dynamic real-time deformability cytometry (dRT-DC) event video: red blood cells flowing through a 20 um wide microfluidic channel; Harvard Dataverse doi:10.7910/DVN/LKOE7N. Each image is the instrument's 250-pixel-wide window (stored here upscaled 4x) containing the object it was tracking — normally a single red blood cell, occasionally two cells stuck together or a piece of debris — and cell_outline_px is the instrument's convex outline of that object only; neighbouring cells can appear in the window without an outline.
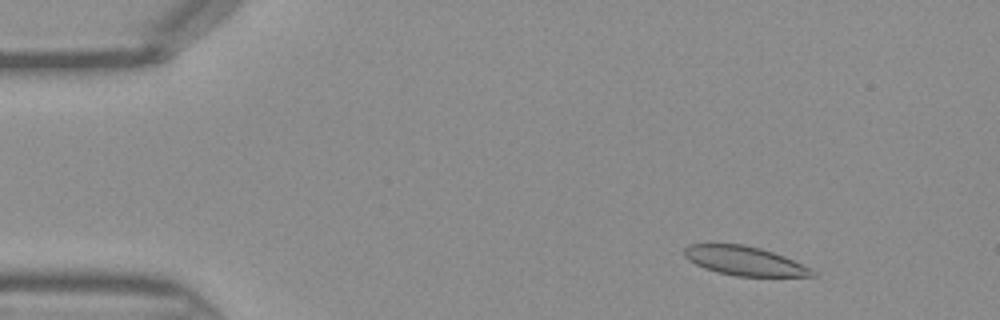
{"species": "Egyptian fruit bat (a non-hibernating species)", "species_latin": "Rousettus aegyptiacus", "temperature_condition": "warm", "stored_images_in_passage": 42, "camera_frame_rate_fps": 3000, "um_per_image_px": 0.085, "frame": {"image": 1, "passage_image": 3, "time_ms": 0.667, "image_size_px": [1000, 320], "cell_outline_px": [[816, 276], [736, 276], [704, 268], [688, 260], [684, 256], [684, 248], [688, 244], [744, 244], [760, 248], [784, 256], [812, 268], [816, 272]], "centroid_in_image_um": [63.29, 22.17], "position_along_channel_um": 21.7, "area_um2": 21.62}}
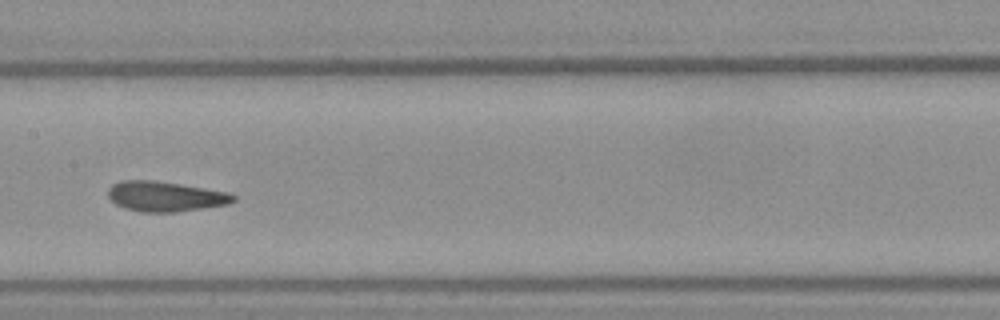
{"frame": {"image": 2, "passage_image": 20, "time_ms": 6.333, "image_size_px": [1000, 320], "cell_outline_px": [[236, 200], [228, 204], [204, 208], [176, 212], [140, 212], [124, 208], [116, 204], [108, 196], [108, 188], [112, 184], [120, 180], [152, 180], [180, 184], [228, 192], [236, 196]], "centroid_in_image_um": [14.03, 16.7], "position_along_channel_um": 193.4, "area_um2": 22.02}}
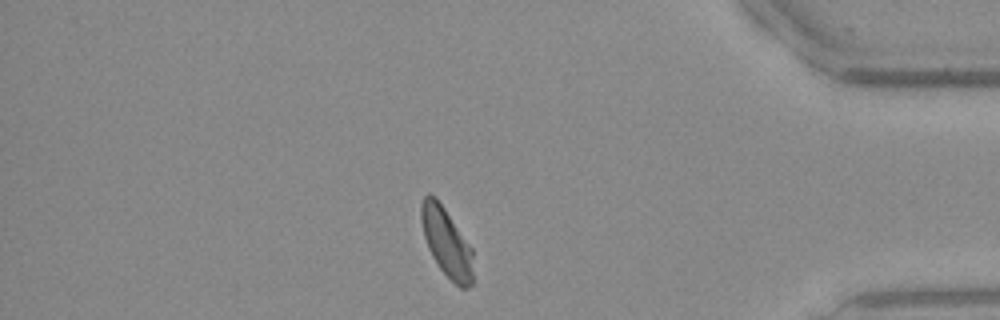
{"frame": {"image": 3, "passage_image": 36, "time_ms": 11.667, "image_size_px": [1000, 320], "cell_outline_px": [[472, 284], [468, 288], [460, 288], [440, 268], [432, 256], [428, 248], [424, 236], [420, 216], [420, 204], [424, 196], [428, 192], [436, 196], [472, 248]], "centroid_in_image_um": [37.93, 20.55], "position_along_channel_um": 397.3, "area_um2": 20.69}}